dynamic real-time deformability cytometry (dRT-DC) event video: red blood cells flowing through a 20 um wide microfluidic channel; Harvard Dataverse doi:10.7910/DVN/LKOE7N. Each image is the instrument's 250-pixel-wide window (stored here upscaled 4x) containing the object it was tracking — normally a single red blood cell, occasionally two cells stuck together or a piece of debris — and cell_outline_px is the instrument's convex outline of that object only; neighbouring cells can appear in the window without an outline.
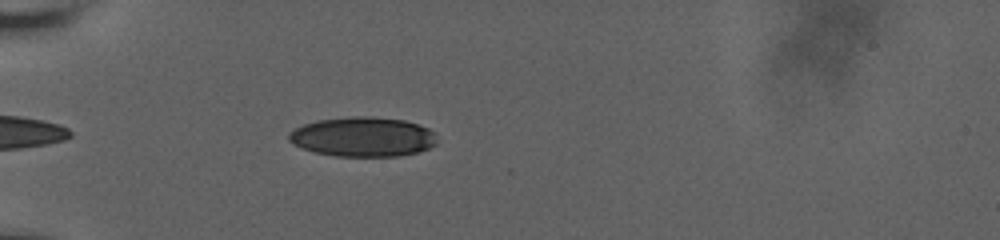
{"species": "human", "species_latin": "Homo sapiens", "temperature_condition": "room temperature", "stored_images_in_passage": 40, "camera_frame_rate_fps": 3000, "um_per_image_px": 0.085, "donor": {"sex": "male"}, "frame": {"image": 1, "passage_image": 4, "time_ms": 1.0, "image_size_px": [1000, 240], "cell_outline_px": [[436, 144], [428, 148], [416, 152], [400, 156], [336, 156], [316, 152], [292, 144], [288, 140], [288, 132], [304, 124], [316, 120], [352, 116], [372, 116], [404, 120], [428, 128], [432, 132], [436, 140]], "centroid_in_image_um": [30.81, 11.62], "position_along_channel_um": 54.2, "area_um2": 34.1}}
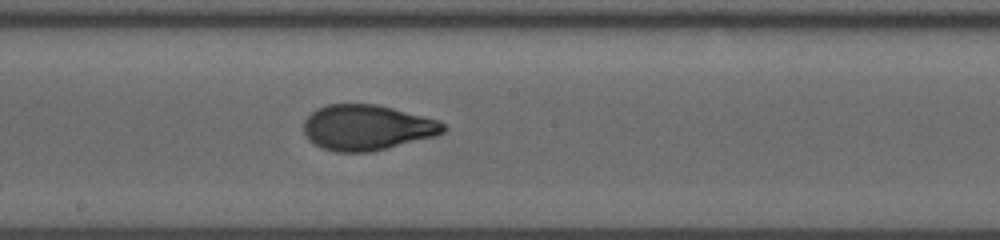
{"frame": {"image": 2, "passage_image": 19, "time_ms": 6.0, "image_size_px": [1000, 240], "cell_outline_px": [[448, 128], [444, 132], [436, 136], [372, 152], [336, 152], [312, 144], [308, 140], [304, 132], [304, 120], [316, 108], [328, 104], [376, 104], [392, 108], [436, 120], [444, 124]], "centroid_in_image_um": [31.17, 10.85], "position_along_channel_um": 217.0, "area_um2": 36.99}}
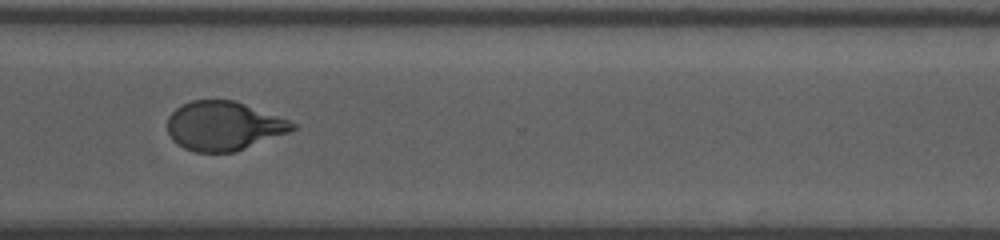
{"frame": {"image": 3, "passage_image": 30, "time_ms": 9.667, "image_size_px": [1000, 240], "cell_outline_px": [[296, 128], [288, 132], [236, 152], [196, 152], [184, 148], [172, 140], [168, 132], [168, 116], [180, 104], [192, 100], [236, 100], [288, 120], [296, 124]], "centroid_in_image_um": [18.98, 10.7], "position_along_channel_um": 351.6, "area_um2": 35.66}, "authors_computed_cell_mechanics": {"area_um2": 36.6741, "velocity_mm_per_s": 3.6859, "shape_relaxation_time_tau1_ms": 5.2315, "shape_relaxation_time_tau2_ms": 0.95, "deformation_change_tau1": 0.1962, "deformation_change_tau2": 0.0677}}